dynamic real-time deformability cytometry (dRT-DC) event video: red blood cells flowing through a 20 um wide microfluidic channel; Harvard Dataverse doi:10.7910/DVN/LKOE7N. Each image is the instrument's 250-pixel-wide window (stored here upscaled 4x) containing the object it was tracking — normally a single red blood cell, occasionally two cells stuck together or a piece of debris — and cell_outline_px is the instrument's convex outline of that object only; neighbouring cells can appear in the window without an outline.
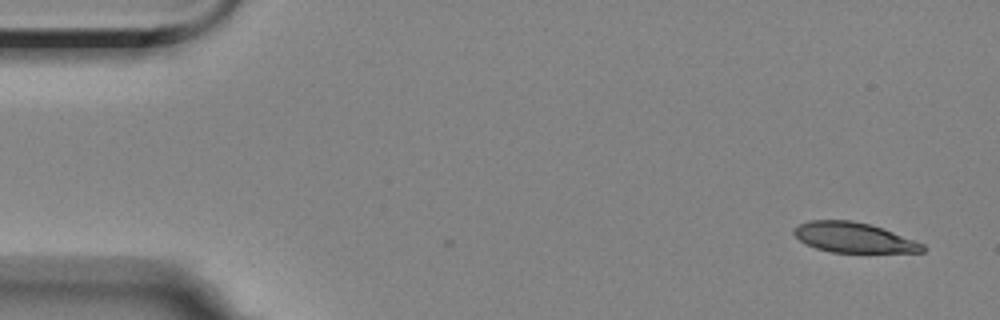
{"species": "Egyptian fruit bat (a non-hibernating species)", "species_latin": "Rousettus aegyptiacus", "temperature_condition": "room temperature", "stored_images_in_passage": 22, "camera_frame_rate_fps": 3000, "um_per_image_px": 0.085, "animal": {"sex": "female"}, "frame": {"image": 1, "passage_image": 1, "time_ms": 0.0, "image_size_px": [1000, 320], "cell_outline_px": [[928, 248], [924, 252], [832, 252], [816, 248], [804, 244], [792, 232], [800, 224], [808, 220], [852, 220], [868, 224], [892, 232], [924, 244]], "centroid_in_image_um": [72.55, 20.19], "position_along_channel_um": 12.4, "area_um2": 22.31}}
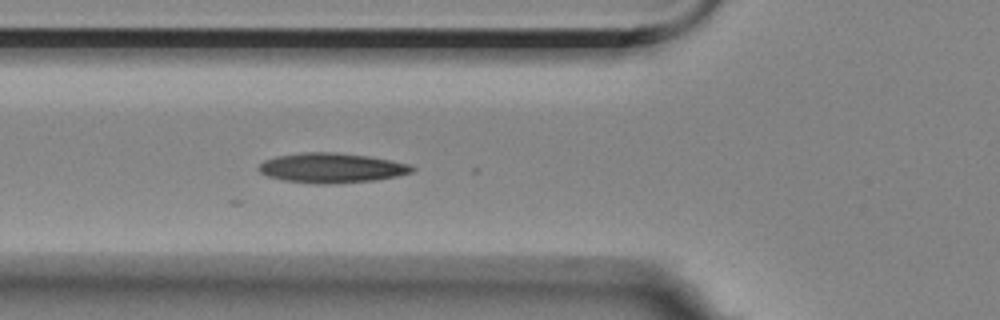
{"frame": {"image": 2, "passage_image": 18, "time_ms": 5.667, "image_size_px": [1000, 320], "cell_outline_px": [[416, 168], [412, 172], [396, 176], [376, 180], [336, 184], [316, 184], [284, 180], [268, 176], [260, 172], [256, 168], [264, 160], [276, 156], [300, 152], [332, 152], [368, 156], [392, 160], [408, 164]], "centroid_in_image_um": [28.17, 14.27], "position_along_channel_um": 97.6, "area_um2": 26.76}}
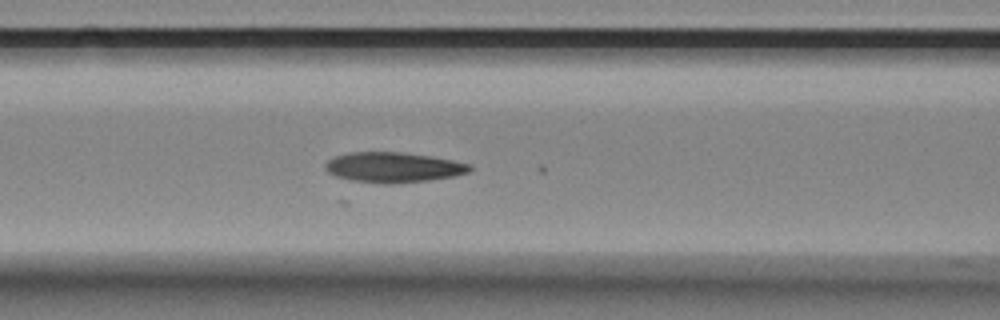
{"frame": {"image": 3, "passage_image": 21, "time_ms": 6.667, "image_size_px": [1000, 320], "cell_outline_px": [[472, 168], [468, 172], [456, 176], [428, 180], [388, 184], [384, 184], [352, 180], [336, 176], [328, 172], [324, 168], [324, 164], [332, 156], [348, 152], [404, 152], [432, 156], [472, 164]], "centroid_in_image_um": [33.42, 14.21], "position_along_channel_um": 133.2, "area_um2": 25.61}}